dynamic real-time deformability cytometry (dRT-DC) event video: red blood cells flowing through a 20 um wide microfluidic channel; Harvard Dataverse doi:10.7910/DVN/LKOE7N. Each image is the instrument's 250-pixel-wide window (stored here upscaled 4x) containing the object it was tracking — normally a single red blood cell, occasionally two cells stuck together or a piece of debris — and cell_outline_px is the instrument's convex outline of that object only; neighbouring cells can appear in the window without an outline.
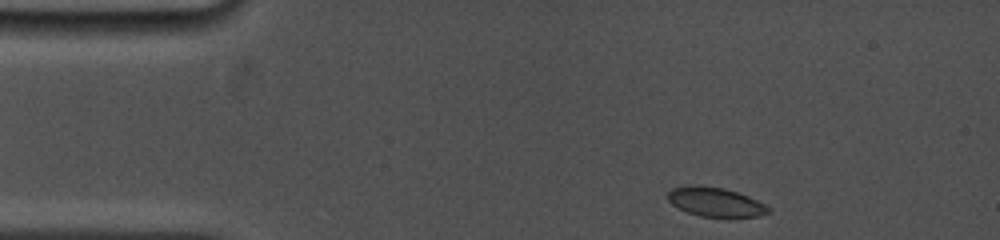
{"species": "common noctule bat (a hibernating species)", "species_latin": "Nyctalus noctula", "temperature_condition": "cold", "stored_images_in_passage": 22, "camera_frame_rate_fps": 5000, "um_per_image_px": 0.085, "animal": {"sex": "female", "body_mass_g": 19.0, "forearm_length_mm": 53.3}, "frame": {"image": 1, "passage_image": 1, "time_ms": 0.0, "image_size_px": [1000, 240], "cell_outline_px": [[772, 212], [760, 216], [700, 216], [688, 212], [672, 204], [668, 200], [668, 192], [672, 188], [688, 184], [692, 184], [724, 188], [748, 196], [772, 208]], "centroid_in_image_um": [60.81, 17.15], "position_along_channel_um": 24.2, "area_um2": 16.99}}
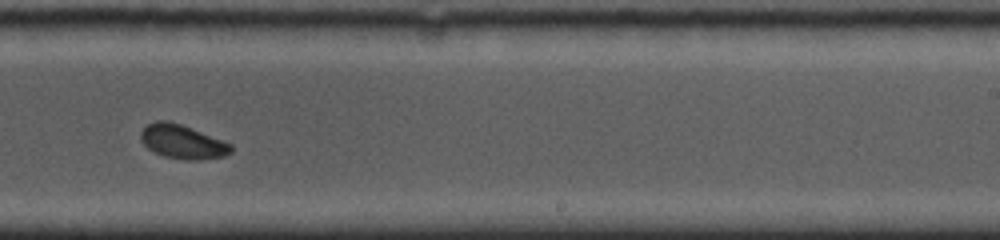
{"frame": {"image": 2, "passage_image": 12, "time_ms": 8.2, "image_size_px": [1000, 240], "cell_outline_px": [[232, 152], [224, 156], [196, 160], [188, 160], [164, 156], [148, 148], [140, 140], [140, 132], [148, 124], [156, 120], [168, 120], [180, 124], [232, 144]], "centroid_in_image_um": [15.49, 12.04], "position_along_channel_um": 273.5, "area_um2": 17.63}}
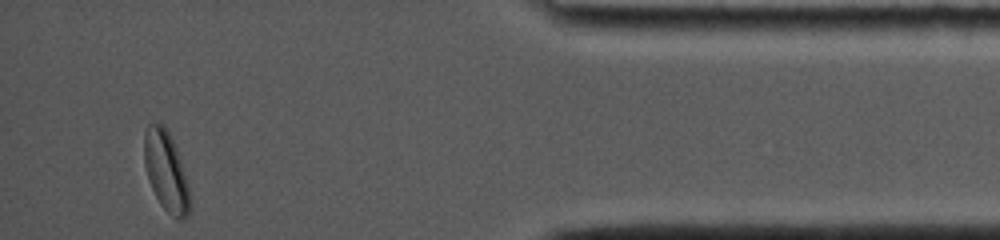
{"frame": {"image": 3, "passage_image": 22, "time_ms": 13.0, "image_size_px": [1000, 240], "cell_outline_px": [[192, 208], [188, 216], [172, 216], [160, 204], [148, 180], [144, 164], [144, 132], [148, 124], [164, 124], [176, 148], [184, 172], [192, 200]], "centroid_in_image_um": [14.11, 14.56], "position_along_channel_um": 421.1, "area_um2": 21.1}, "authors_computed_cell_mechanics": {"area_um2": 17.8313, "velocity_mm_per_s": 3.82, "shape_relaxation_time_tau1_ms": 2.6173, "shape_relaxation_time_tau2_ms": null, "deformation_change_tau1": 0.0693, "deformation_change_tau2": null}}